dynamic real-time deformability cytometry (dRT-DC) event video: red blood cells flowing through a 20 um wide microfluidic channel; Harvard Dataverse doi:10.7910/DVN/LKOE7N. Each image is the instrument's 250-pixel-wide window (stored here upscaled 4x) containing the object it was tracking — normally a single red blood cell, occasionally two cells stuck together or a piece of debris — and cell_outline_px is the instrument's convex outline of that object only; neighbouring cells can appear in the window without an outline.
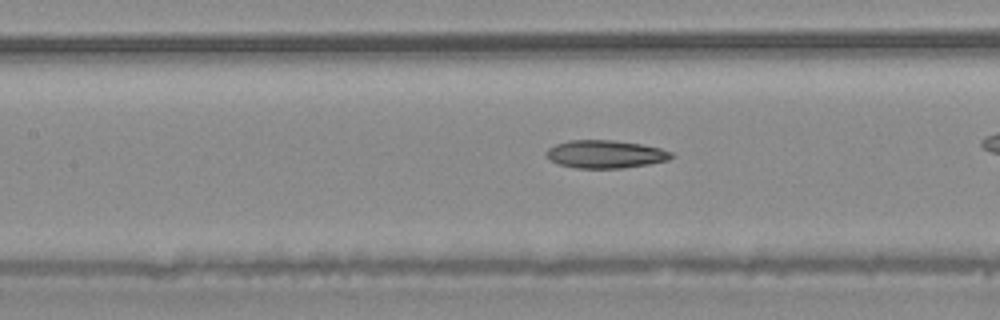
{"species": "common noctule bat (a hibernating species)", "species_latin": "Nyctalus noctula", "temperature_condition": "warm", "stored_images_in_passage": 38, "camera_frame_rate_fps": 3000, "um_per_image_px": 0.085, "animal": {"sex": "male", "body_mass_g": 20.4}, "frame": {"image": 1, "passage_image": 22, "time_ms": 7.0, "image_size_px": [1000, 320], "cell_outline_px": [[676, 156], [668, 160], [648, 164], [624, 168], [576, 168], [560, 164], [548, 160], [544, 152], [548, 148], [556, 144], [568, 140], [612, 140], [640, 144], [660, 148], [672, 152]], "centroid_in_image_um": [51.44, 13.1], "position_along_channel_um": 156.0, "area_um2": 20.46}}